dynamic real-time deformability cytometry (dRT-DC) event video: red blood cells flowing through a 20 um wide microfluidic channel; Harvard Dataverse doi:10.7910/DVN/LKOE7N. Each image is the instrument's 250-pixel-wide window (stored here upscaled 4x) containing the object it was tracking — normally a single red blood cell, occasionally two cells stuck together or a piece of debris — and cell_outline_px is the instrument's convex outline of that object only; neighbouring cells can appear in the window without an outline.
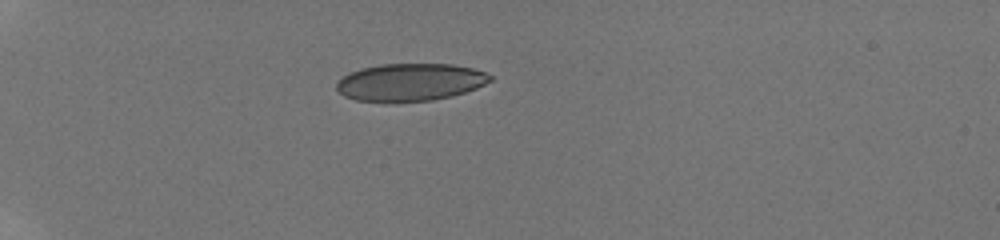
{"species": "human", "species_latin": "Homo sapiens", "temperature_condition": "room temperature", "stored_images_in_passage": 25, "camera_frame_rate_fps": 3000, "um_per_image_px": 0.085, "donor": {"sex": "male"}, "frame": {"image": 1, "passage_image": 1, "time_ms": 0.0, "image_size_px": [1000, 240], "cell_outline_px": [[492, 80], [476, 88], [452, 96], [432, 100], [388, 104], [356, 100], [344, 96], [336, 88], [336, 84], [344, 76], [360, 68], [380, 64], [452, 64], [472, 68], [484, 72], [492, 76]], "centroid_in_image_um": [34.84, 7.01], "position_along_channel_um": 50.2, "area_um2": 33.99}}
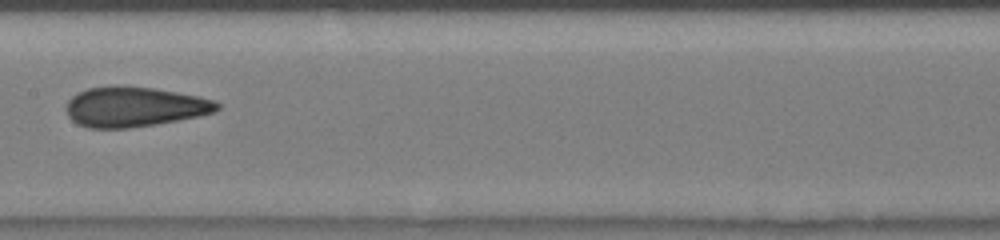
{"frame": {"image": 2, "passage_image": 10, "time_ms": 4.667, "image_size_px": [1000, 240], "cell_outline_px": [[220, 108], [216, 112], [200, 116], [156, 124], [128, 128], [88, 128], [76, 124], [68, 116], [68, 100], [72, 96], [88, 88], [152, 88], [200, 96], [216, 100], [220, 104]], "centroid_in_image_um": [11.49, 9.12], "position_along_channel_um": 195.9, "area_um2": 34.51}}
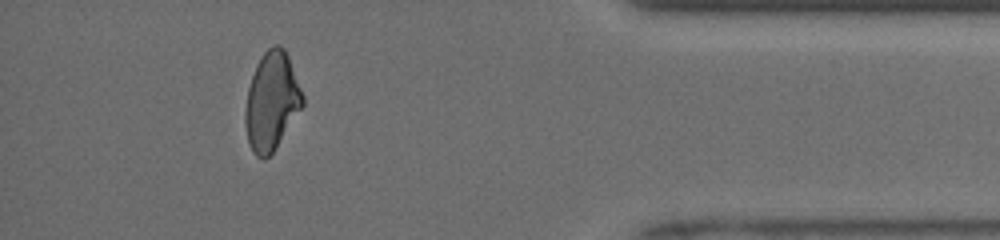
{"frame": {"image": 3, "passage_image": 22, "time_ms": 10.667, "image_size_px": [1000, 240], "cell_outline_px": [[304, 104], [272, 152], [264, 160], [256, 156], [252, 152], [248, 144], [244, 124], [244, 112], [248, 88], [256, 64], [260, 56], [272, 44], [280, 44], [284, 48], [288, 56], [304, 96]], "centroid_in_image_um": [23.06, 8.59], "position_along_channel_um": 412.1, "area_um2": 32.83}, "authors_computed_cell_mechanics": {"area_um2": 34.1598, "velocity_mm_per_s": 4.0924, "shape_relaxation_time_tau1_ms": null, "shape_relaxation_time_tau2_ms": 0.8933, "deformation_change_tau1": null, "deformation_change_tau2": 0.0598}}